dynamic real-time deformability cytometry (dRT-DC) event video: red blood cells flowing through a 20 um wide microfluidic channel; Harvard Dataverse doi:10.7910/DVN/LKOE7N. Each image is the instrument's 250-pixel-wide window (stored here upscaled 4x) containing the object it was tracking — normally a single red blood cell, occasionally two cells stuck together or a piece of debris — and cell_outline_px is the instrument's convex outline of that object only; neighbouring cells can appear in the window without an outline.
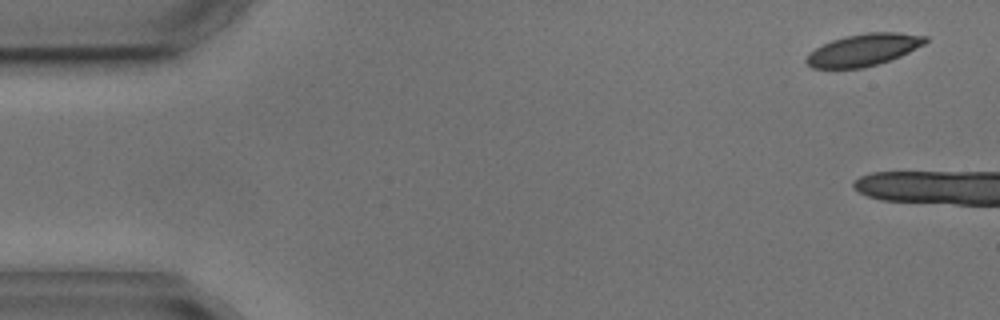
{"species": "common noctule bat (a hibernating species)", "species_latin": "Nyctalus noctula", "temperature_condition": "cold", "stored_images_in_passage": 4, "camera_frame_rate_fps": 3000, "um_per_image_px": 0.085, "animal": {"sex": "male", "body_mass_g": 17.9, "forearm_length_mm": 54.2}, "frame": {"image": 1, "passage_image": 1, "time_ms": 0.0, "image_size_px": [1000, 320], "cell_outline_px": [[928, 40], [924, 44], [900, 56], [864, 68], [812, 68], [804, 60], [816, 48], [832, 40], [844, 36], [868, 32], [900, 32], [928, 36]], "centroid_in_image_um": [73.43, 4.22], "position_along_channel_um": 11.6, "area_um2": 22.02}}